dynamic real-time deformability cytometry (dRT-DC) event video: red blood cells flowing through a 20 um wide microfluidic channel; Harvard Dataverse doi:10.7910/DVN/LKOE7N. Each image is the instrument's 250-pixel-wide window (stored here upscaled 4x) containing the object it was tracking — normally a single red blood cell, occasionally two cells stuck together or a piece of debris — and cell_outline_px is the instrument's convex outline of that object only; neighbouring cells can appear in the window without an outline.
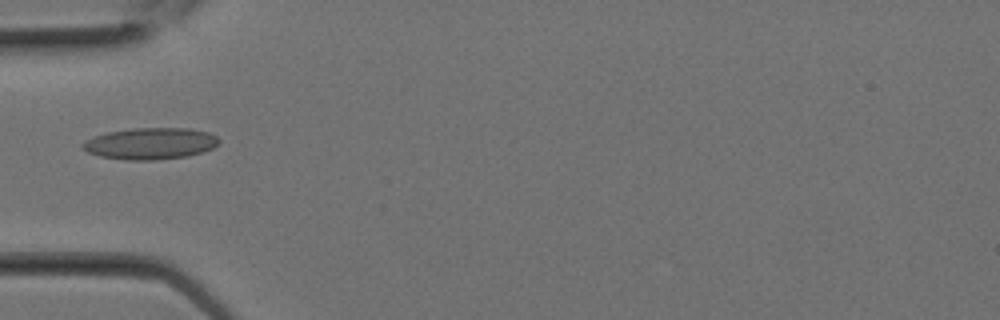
{"species": "Egyptian fruit bat (a non-hibernating species)", "species_latin": "Rousettus aegyptiacus", "temperature_condition": "room temperature", "stored_images_in_passage": 3, "camera_frame_rate_fps": 3000, "um_per_image_px": 0.085, "animal": {"sex": "female"}, "frame": {"image": 1, "passage_image": 2, "time_ms": 0.333, "image_size_px": [1000, 320], "cell_outline_px": [[220, 140], [212, 148], [188, 156], [156, 160], [124, 160], [100, 156], [88, 152], [80, 144], [84, 140], [92, 136], [104, 132], [132, 128], [188, 128], [208, 132], [216, 136]], "centroid_in_image_um": [12.73, 12.19], "position_along_channel_um": 72.3, "area_um2": 25.2}}